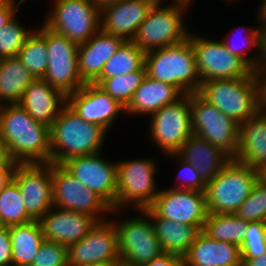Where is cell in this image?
I'll return each instance as SVG.
<instances>
[{
	"label": "cell",
	"instance_id": "cell-3",
	"mask_svg": "<svg viewBox=\"0 0 266 266\" xmlns=\"http://www.w3.org/2000/svg\"><path fill=\"white\" fill-rule=\"evenodd\" d=\"M146 76L175 86L183 95L198 93L201 78L190 40L145 54Z\"/></svg>",
	"mask_w": 266,
	"mask_h": 266
},
{
	"label": "cell",
	"instance_id": "cell-26",
	"mask_svg": "<svg viewBox=\"0 0 266 266\" xmlns=\"http://www.w3.org/2000/svg\"><path fill=\"white\" fill-rule=\"evenodd\" d=\"M234 159L255 170L266 163V114L262 110L239 124L238 151Z\"/></svg>",
	"mask_w": 266,
	"mask_h": 266
},
{
	"label": "cell",
	"instance_id": "cell-24",
	"mask_svg": "<svg viewBox=\"0 0 266 266\" xmlns=\"http://www.w3.org/2000/svg\"><path fill=\"white\" fill-rule=\"evenodd\" d=\"M184 266H242L240 246L212 239L201 231L183 256Z\"/></svg>",
	"mask_w": 266,
	"mask_h": 266
},
{
	"label": "cell",
	"instance_id": "cell-19",
	"mask_svg": "<svg viewBox=\"0 0 266 266\" xmlns=\"http://www.w3.org/2000/svg\"><path fill=\"white\" fill-rule=\"evenodd\" d=\"M67 104L83 120L102 126L106 131L126 108L114 100L98 84H84L67 96Z\"/></svg>",
	"mask_w": 266,
	"mask_h": 266
},
{
	"label": "cell",
	"instance_id": "cell-38",
	"mask_svg": "<svg viewBox=\"0 0 266 266\" xmlns=\"http://www.w3.org/2000/svg\"><path fill=\"white\" fill-rule=\"evenodd\" d=\"M242 261L266 254V225L263 221L248 223L243 243L240 245Z\"/></svg>",
	"mask_w": 266,
	"mask_h": 266
},
{
	"label": "cell",
	"instance_id": "cell-48",
	"mask_svg": "<svg viewBox=\"0 0 266 266\" xmlns=\"http://www.w3.org/2000/svg\"><path fill=\"white\" fill-rule=\"evenodd\" d=\"M242 266H266V254L248 261H242Z\"/></svg>",
	"mask_w": 266,
	"mask_h": 266
},
{
	"label": "cell",
	"instance_id": "cell-40",
	"mask_svg": "<svg viewBox=\"0 0 266 266\" xmlns=\"http://www.w3.org/2000/svg\"><path fill=\"white\" fill-rule=\"evenodd\" d=\"M249 32V33H248ZM259 28H255V29H249L248 31L246 30V34L247 36L244 39V47H242L243 45L240 44L235 45V43H231V41L226 40L227 38H225L224 40H222V42L224 43L226 49L233 55H236L238 57H240L250 68L253 67V65L256 62V59H252V57L247 56L248 54V49H252L253 47L256 48L258 47V36H259ZM231 40V39H230ZM247 50V51H246Z\"/></svg>",
	"mask_w": 266,
	"mask_h": 266
},
{
	"label": "cell",
	"instance_id": "cell-22",
	"mask_svg": "<svg viewBox=\"0 0 266 266\" xmlns=\"http://www.w3.org/2000/svg\"><path fill=\"white\" fill-rule=\"evenodd\" d=\"M125 40L99 29L78 48V71L84 84L95 83L105 63L117 52Z\"/></svg>",
	"mask_w": 266,
	"mask_h": 266
},
{
	"label": "cell",
	"instance_id": "cell-20",
	"mask_svg": "<svg viewBox=\"0 0 266 266\" xmlns=\"http://www.w3.org/2000/svg\"><path fill=\"white\" fill-rule=\"evenodd\" d=\"M155 0H122L100 9V29L131 41Z\"/></svg>",
	"mask_w": 266,
	"mask_h": 266
},
{
	"label": "cell",
	"instance_id": "cell-13",
	"mask_svg": "<svg viewBox=\"0 0 266 266\" xmlns=\"http://www.w3.org/2000/svg\"><path fill=\"white\" fill-rule=\"evenodd\" d=\"M139 212L146 219L133 217L120 224L112 221L117 231L119 253L124 266L146 263L164 253L154 233L151 218L144 210Z\"/></svg>",
	"mask_w": 266,
	"mask_h": 266
},
{
	"label": "cell",
	"instance_id": "cell-16",
	"mask_svg": "<svg viewBox=\"0 0 266 266\" xmlns=\"http://www.w3.org/2000/svg\"><path fill=\"white\" fill-rule=\"evenodd\" d=\"M13 180L27 213L39 221L53 207L52 163L17 164Z\"/></svg>",
	"mask_w": 266,
	"mask_h": 266
},
{
	"label": "cell",
	"instance_id": "cell-30",
	"mask_svg": "<svg viewBox=\"0 0 266 266\" xmlns=\"http://www.w3.org/2000/svg\"><path fill=\"white\" fill-rule=\"evenodd\" d=\"M12 246V266H30L35 258L44 236L40 222L13 225L9 227Z\"/></svg>",
	"mask_w": 266,
	"mask_h": 266
},
{
	"label": "cell",
	"instance_id": "cell-37",
	"mask_svg": "<svg viewBox=\"0 0 266 266\" xmlns=\"http://www.w3.org/2000/svg\"><path fill=\"white\" fill-rule=\"evenodd\" d=\"M245 221H263L266 219V185L257 181L247 199L235 213Z\"/></svg>",
	"mask_w": 266,
	"mask_h": 266
},
{
	"label": "cell",
	"instance_id": "cell-34",
	"mask_svg": "<svg viewBox=\"0 0 266 266\" xmlns=\"http://www.w3.org/2000/svg\"><path fill=\"white\" fill-rule=\"evenodd\" d=\"M34 221L27 213L16 182L12 180L0 192V225L10 227Z\"/></svg>",
	"mask_w": 266,
	"mask_h": 266
},
{
	"label": "cell",
	"instance_id": "cell-39",
	"mask_svg": "<svg viewBox=\"0 0 266 266\" xmlns=\"http://www.w3.org/2000/svg\"><path fill=\"white\" fill-rule=\"evenodd\" d=\"M30 266H69L68 246L44 239Z\"/></svg>",
	"mask_w": 266,
	"mask_h": 266
},
{
	"label": "cell",
	"instance_id": "cell-32",
	"mask_svg": "<svg viewBox=\"0 0 266 266\" xmlns=\"http://www.w3.org/2000/svg\"><path fill=\"white\" fill-rule=\"evenodd\" d=\"M33 30L19 50L17 57L36 78H43L48 67L46 26Z\"/></svg>",
	"mask_w": 266,
	"mask_h": 266
},
{
	"label": "cell",
	"instance_id": "cell-52",
	"mask_svg": "<svg viewBox=\"0 0 266 266\" xmlns=\"http://www.w3.org/2000/svg\"><path fill=\"white\" fill-rule=\"evenodd\" d=\"M161 1L163 3V0H155L157 4H162ZM191 1L192 0H173V3L170 5L179 6L186 9L187 7H189V5H191Z\"/></svg>",
	"mask_w": 266,
	"mask_h": 266
},
{
	"label": "cell",
	"instance_id": "cell-28",
	"mask_svg": "<svg viewBox=\"0 0 266 266\" xmlns=\"http://www.w3.org/2000/svg\"><path fill=\"white\" fill-rule=\"evenodd\" d=\"M150 218L162 251L182 257L188 252L203 229V226L186 225L162 217Z\"/></svg>",
	"mask_w": 266,
	"mask_h": 266
},
{
	"label": "cell",
	"instance_id": "cell-47",
	"mask_svg": "<svg viewBox=\"0 0 266 266\" xmlns=\"http://www.w3.org/2000/svg\"><path fill=\"white\" fill-rule=\"evenodd\" d=\"M17 164L10 158L7 147L0 139V166H17Z\"/></svg>",
	"mask_w": 266,
	"mask_h": 266
},
{
	"label": "cell",
	"instance_id": "cell-14",
	"mask_svg": "<svg viewBox=\"0 0 266 266\" xmlns=\"http://www.w3.org/2000/svg\"><path fill=\"white\" fill-rule=\"evenodd\" d=\"M52 188L54 207L93 216L98 222L103 221L102 213H113L100 196L86 188L61 164L52 163Z\"/></svg>",
	"mask_w": 266,
	"mask_h": 266
},
{
	"label": "cell",
	"instance_id": "cell-27",
	"mask_svg": "<svg viewBox=\"0 0 266 266\" xmlns=\"http://www.w3.org/2000/svg\"><path fill=\"white\" fill-rule=\"evenodd\" d=\"M183 94L173 85L145 77L136 90L125 114H153L165 105L176 102Z\"/></svg>",
	"mask_w": 266,
	"mask_h": 266
},
{
	"label": "cell",
	"instance_id": "cell-17",
	"mask_svg": "<svg viewBox=\"0 0 266 266\" xmlns=\"http://www.w3.org/2000/svg\"><path fill=\"white\" fill-rule=\"evenodd\" d=\"M100 154L73 157L61 165L113 208L117 198V162H107Z\"/></svg>",
	"mask_w": 266,
	"mask_h": 266
},
{
	"label": "cell",
	"instance_id": "cell-41",
	"mask_svg": "<svg viewBox=\"0 0 266 266\" xmlns=\"http://www.w3.org/2000/svg\"><path fill=\"white\" fill-rule=\"evenodd\" d=\"M180 162H181L182 168H180L181 170L179 174H182V173L183 174L181 175V177L177 176L176 179L179 178L180 181L182 180L183 183L185 182V184L183 185L179 184V186H177L176 188L175 187H172V188L179 189V190H194V191L205 192L207 183L202 179V177L197 171V168L194 167L192 164L183 161L182 159L180 160Z\"/></svg>",
	"mask_w": 266,
	"mask_h": 266
},
{
	"label": "cell",
	"instance_id": "cell-46",
	"mask_svg": "<svg viewBox=\"0 0 266 266\" xmlns=\"http://www.w3.org/2000/svg\"><path fill=\"white\" fill-rule=\"evenodd\" d=\"M16 166H0V192L13 180V173Z\"/></svg>",
	"mask_w": 266,
	"mask_h": 266
},
{
	"label": "cell",
	"instance_id": "cell-8",
	"mask_svg": "<svg viewBox=\"0 0 266 266\" xmlns=\"http://www.w3.org/2000/svg\"><path fill=\"white\" fill-rule=\"evenodd\" d=\"M185 8L155 3L131 40L145 53L176 45L188 39L183 21Z\"/></svg>",
	"mask_w": 266,
	"mask_h": 266
},
{
	"label": "cell",
	"instance_id": "cell-18",
	"mask_svg": "<svg viewBox=\"0 0 266 266\" xmlns=\"http://www.w3.org/2000/svg\"><path fill=\"white\" fill-rule=\"evenodd\" d=\"M121 258L117 231L111 220L99 221L80 241L68 246V265L86 266Z\"/></svg>",
	"mask_w": 266,
	"mask_h": 266
},
{
	"label": "cell",
	"instance_id": "cell-4",
	"mask_svg": "<svg viewBox=\"0 0 266 266\" xmlns=\"http://www.w3.org/2000/svg\"><path fill=\"white\" fill-rule=\"evenodd\" d=\"M198 94L239 124L260 110L258 82L253 74L201 82Z\"/></svg>",
	"mask_w": 266,
	"mask_h": 266
},
{
	"label": "cell",
	"instance_id": "cell-29",
	"mask_svg": "<svg viewBox=\"0 0 266 266\" xmlns=\"http://www.w3.org/2000/svg\"><path fill=\"white\" fill-rule=\"evenodd\" d=\"M35 79L17 56L0 59V106L4 101L9 105L19 104Z\"/></svg>",
	"mask_w": 266,
	"mask_h": 266
},
{
	"label": "cell",
	"instance_id": "cell-7",
	"mask_svg": "<svg viewBox=\"0 0 266 266\" xmlns=\"http://www.w3.org/2000/svg\"><path fill=\"white\" fill-rule=\"evenodd\" d=\"M192 134L208 140L231 159L238 151L239 123L221 113L198 93H191Z\"/></svg>",
	"mask_w": 266,
	"mask_h": 266
},
{
	"label": "cell",
	"instance_id": "cell-49",
	"mask_svg": "<svg viewBox=\"0 0 266 266\" xmlns=\"http://www.w3.org/2000/svg\"><path fill=\"white\" fill-rule=\"evenodd\" d=\"M259 17L258 19L261 20V24L259 28V31H266V0H263L260 12L258 13Z\"/></svg>",
	"mask_w": 266,
	"mask_h": 266
},
{
	"label": "cell",
	"instance_id": "cell-1",
	"mask_svg": "<svg viewBox=\"0 0 266 266\" xmlns=\"http://www.w3.org/2000/svg\"><path fill=\"white\" fill-rule=\"evenodd\" d=\"M0 139L18 164L50 163V127L20 105L0 106Z\"/></svg>",
	"mask_w": 266,
	"mask_h": 266
},
{
	"label": "cell",
	"instance_id": "cell-43",
	"mask_svg": "<svg viewBox=\"0 0 266 266\" xmlns=\"http://www.w3.org/2000/svg\"><path fill=\"white\" fill-rule=\"evenodd\" d=\"M259 56L251 68L252 74L257 77L259 74H266V31H260L258 36Z\"/></svg>",
	"mask_w": 266,
	"mask_h": 266
},
{
	"label": "cell",
	"instance_id": "cell-42",
	"mask_svg": "<svg viewBox=\"0 0 266 266\" xmlns=\"http://www.w3.org/2000/svg\"><path fill=\"white\" fill-rule=\"evenodd\" d=\"M0 266H12V246L9 227L0 225Z\"/></svg>",
	"mask_w": 266,
	"mask_h": 266
},
{
	"label": "cell",
	"instance_id": "cell-10",
	"mask_svg": "<svg viewBox=\"0 0 266 266\" xmlns=\"http://www.w3.org/2000/svg\"><path fill=\"white\" fill-rule=\"evenodd\" d=\"M151 116L149 133L166 154H175L192 135L191 93L165 105Z\"/></svg>",
	"mask_w": 266,
	"mask_h": 266
},
{
	"label": "cell",
	"instance_id": "cell-55",
	"mask_svg": "<svg viewBox=\"0 0 266 266\" xmlns=\"http://www.w3.org/2000/svg\"><path fill=\"white\" fill-rule=\"evenodd\" d=\"M7 0H0V5H2L3 3H5Z\"/></svg>",
	"mask_w": 266,
	"mask_h": 266
},
{
	"label": "cell",
	"instance_id": "cell-35",
	"mask_svg": "<svg viewBox=\"0 0 266 266\" xmlns=\"http://www.w3.org/2000/svg\"><path fill=\"white\" fill-rule=\"evenodd\" d=\"M145 77L146 68L144 65L140 70L122 76L99 78L95 84H98L114 100L127 108Z\"/></svg>",
	"mask_w": 266,
	"mask_h": 266
},
{
	"label": "cell",
	"instance_id": "cell-15",
	"mask_svg": "<svg viewBox=\"0 0 266 266\" xmlns=\"http://www.w3.org/2000/svg\"><path fill=\"white\" fill-rule=\"evenodd\" d=\"M144 211L149 217L192 226H204L208 215L205 192L174 188L160 190L153 205Z\"/></svg>",
	"mask_w": 266,
	"mask_h": 266
},
{
	"label": "cell",
	"instance_id": "cell-36",
	"mask_svg": "<svg viewBox=\"0 0 266 266\" xmlns=\"http://www.w3.org/2000/svg\"><path fill=\"white\" fill-rule=\"evenodd\" d=\"M15 17L14 15L7 25L0 29V59L17 56L25 40L32 33V30L27 31L17 22Z\"/></svg>",
	"mask_w": 266,
	"mask_h": 266
},
{
	"label": "cell",
	"instance_id": "cell-53",
	"mask_svg": "<svg viewBox=\"0 0 266 266\" xmlns=\"http://www.w3.org/2000/svg\"><path fill=\"white\" fill-rule=\"evenodd\" d=\"M94 5L96 7H98L99 9L105 7L106 5H109L111 3H114V2H119V1H122V0H91Z\"/></svg>",
	"mask_w": 266,
	"mask_h": 266
},
{
	"label": "cell",
	"instance_id": "cell-11",
	"mask_svg": "<svg viewBox=\"0 0 266 266\" xmlns=\"http://www.w3.org/2000/svg\"><path fill=\"white\" fill-rule=\"evenodd\" d=\"M48 67L42 79L68 96L84 83L78 71L79 45L46 27Z\"/></svg>",
	"mask_w": 266,
	"mask_h": 266
},
{
	"label": "cell",
	"instance_id": "cell-23",
	"mask_svg": "<svg viewBox=\"0 0 266 266\" xmlns=\"http://www.w3.org/2000/svg\"><path fill=\"white\" fill-rule=\"evenodd\" d=\"M66 103L67 96L42 78L35 79L26 88L19 102L36 122L48 127H51Z\"/></svg>",
	"mask_w": 266,
	"mask_h": 266
},
{
	"label": "cell",
	"instance_id": "cell-51",
	"mask_svg": "<svg viewBox=\"0 0 266 266\" xmlns=\"http://www.w3.org/2000/svg\"><path fill=\"white\" fill-rule=\"evenodd\" d=\"M258 181L266 185V163L256 169Z\"/></svg>",
	"mask_w": 266,
	"mask_h": 266
},
{
	"label": "cell",
	"instance_id": "cell-45",
	"mask_svg": "<svg viewBox=\"0 0 266 266\" xmlns=\"http://www.w3.org/2000/svg\"><path fill=\"white\" fill-rule=\"evenodd\" d=\"M19 4L15 1L7 0L5 3L0 5V29L7 25L11 18L15 15Z\"/></svg>",
	"mask_w": 266,
	"mask_h": 266
},
{
	"label": "cell",
	"instance_id": "cell-6",
	"mask_svg": "<svg viewBox=\"0 0 266 266\" xmlns=\"http://www.w3.org/2000/svg\"><path fill=\"white\" fill-rule=\"evenodd\" d=\"M157 165L149 158L117 162V198L112 211L133 206L136 210L150 208L160 190H156Z\"/></svg>",
	"mask_w": 266,
	"mask_h": 266
},
{
	"label": "cell",
	"instance_id": "cell-33",
	"mask_svg": "<svg viewBox=\"0 0 266 266\" xmlns=\"http://www.w3.org/2000/svg\"><path fill=\"white\" fill-rule=\"evenodd\" d=\"M145 54L132 41H125L105 63L99 78H112L140 70L145 65Z\"/></svg>",
	"mask_w": 266,
	"mask_h": 266
},
{
	"label": "cell",
	"instance_id": "cell-25",
	"mask_svg": "<svg viewBox=\"0 0 266 266\" xmlns=\"http://www.w3.org/2000/svg\"><path fill=\"white\" fill-rule=\"evenodd\" d=\"M177 157L197 168L202 179L207 183L212 180L231 158L208 140L192 134L175 154Z\"/></svg>",
	"mask_w": 266,
	"mask_h": 266
},
{
	"label": "cell",
	"instance_id": "cell-50",
	"mask_svg": "<svg viewBox=\"0 0 266 266\" xmlns=\"http://www.w3.org/2000/svg\"><path fill=\"white\" fill-rule=\"evenodd\" d=\"M86 266H124V262L121 258H118L112 261L93 263Z\"/></svg>",
	"mask_w": 266,
	"mask_h": 266
},
{
	"label": "cell",
	"instance_id": "cell-44",
	"mask_svg": "<svg viewBox=\"0 0 266 266\" xmlns=\"http://www.w3.org/2000/svg\"><path fill=\"white\" fill-rule=\"evenodd\" d=\"M136 266H184L183 257L174 253H162L159 257L149 262L141 263Z\"/></svg>",
	"mask_w": 266,
	"mask_h": 266
},
{
	"label": "cell",
	"instance_id": "cell-2",
	"mask_svg": "<svg viewBox=\"0 0 266 266\" xmlns=\"http://www.w3.org/2000/svg\"><path fill=\"white\" fill-rule=\"evenodd\" d=\"M106 130L79 117L66 103L50 127V163L100 152Z\"/></svg>",
	"mask_w": 266,
	"mask_h": 266
},
{
	"label": "cell",
	"instance_id": "cell-9",
	"mask_svg": "<svg viewBox=\"0 0 266 266\" xmlns=\"http://www.w3.org/2000/svg\"><path fill=\"white\" fill-rule=\"evenodd\" d=\"M43 25L79 44L100 29V9L91 0H56Z\"/></svg>",
	"mask_w": 266,
	"mask_h": 266
},
{
	"label": "cell",
	"instance_id": "cell-5",
	"mask_svg": "<svg viewBox=\"0 0 266 266\" xmlns=\"http://www.w3.org/2000/svg\"><path fill=\"white\" fill-rule=\"evenodd\" d=\"M258 181L257 171L231 159L206 184L205 195L208 213L235 214L250 195Z\"/></svg>",
	"mask_w": 266,
	"mask_h": 266
},
{
	"label": "cell",
	"instance_id": "cell-12",
	"mask_svg": "<svg viewBox=\"0 0 266 266\" xmlns=\"http://www.w3.org/2000/svg\"><path fill=\"white\" fill-rule=\"evenodd\" d=\"M194 50L201 82L250 76L251 68L238 56L231 54L222 41L188 35Z\"/></svg>",
	"mask_w": 266,
	"mask_h": 266
},
{
	"label": "cell",
	"instance_id": "cell-54",
	"mask_svg": "<svg viewBox=\"0 0 266 266\" xmlns=\"http://www.w3.org/2000/svg\"><path fill=\"white\" fill-rule=\"evenodd\" d=\"M12 1H14V0H12ZM26 0H19L18 1V4L20 5V4H22L23 2H25Z\"/></svg>",
	"mask_w": 266,
	"mask_h": 266
},
{
	"label": "cell",
	"instance_id": "cell-21",
	"mask_svg": "<svg viewBox=\"0 0 266 266\" xmlns=\"http://www.w3.org/2000/svg\"><path fill=\"white\" fill-rule=\"evenodd\" d=\"M39 222L45 240L69 246L84 238L98 221L93 216L53 206Z\"/></svg>",
	"mask_w": 266,
	"mask_h": 266
},
{
	"label": "cell",
	"instance_id": "cell-31",
	"mask_svg": "<svg viewBox=\"0 0 266 266\" xmlns=\"http://www.w3.org/2000/svg\"><path fill=\"white\" fill-rule=\"evenodd\" d=\"M248 223L236 214L208 213L202 231L212 239L240 246L244 241Z\"/></svg>",
	"mask_w": 266,
	"mask_h": 266
}]
</instances>
